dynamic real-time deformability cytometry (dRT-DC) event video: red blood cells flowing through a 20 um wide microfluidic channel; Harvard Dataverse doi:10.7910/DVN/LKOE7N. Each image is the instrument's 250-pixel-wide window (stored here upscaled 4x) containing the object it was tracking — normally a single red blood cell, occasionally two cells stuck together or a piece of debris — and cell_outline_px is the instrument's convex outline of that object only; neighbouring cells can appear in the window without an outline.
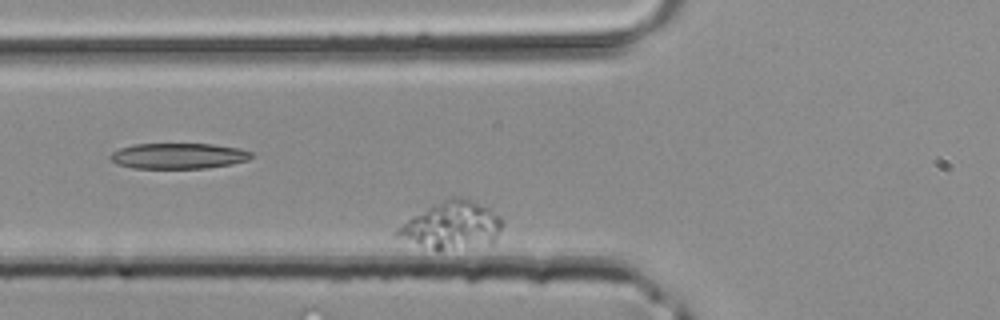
{"species": "common noctule bat (a hibernating species)", "species_latin": "Nyctalus noctula", "temperature_condition": "room temperature", "stored_images_in_passage": 28, "camera_frame_rate_fps": 3000, "um_per_image_px": 0.085, "animal": {"sex": "male", "body_mass_g": 20.4}, "frame": {"image": 1, "passage_image": 6, "time_ms": 1.667, "image_size_px": [1000, 320], "cell_outline_px": [[504, 220], [496, 240], [492, 244], [436, 252], [396, 236], [396, 228], [412, 216], [452, 196], [460, 196], [472, 200], [488, 208], [500, 216]], "centroid_in_image_um": [38.44, 19.19], "position_along_channel_um": 87.4, "area_um2": 29.19}}
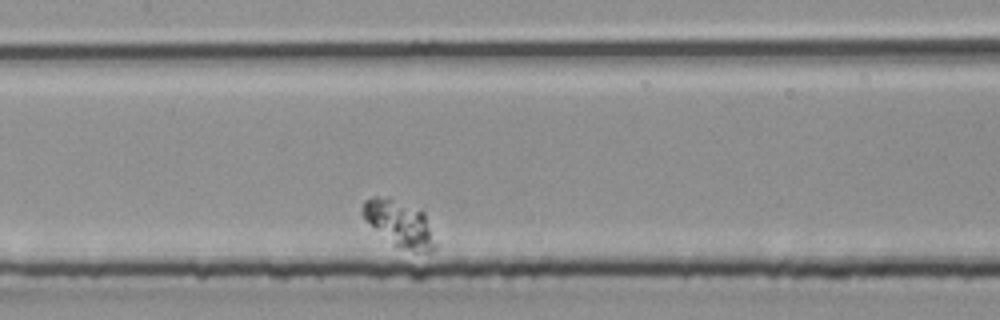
{"frame": {"image": 2, "passage_image": 13, "time_ms": 4.0, "image_size_px": [1000, 320], "cell_outline_px": [[436, 248], [432, 252], [412, 252], [392, 244], [360, 212], [364, 200], [372, 196], [388, 196], [420, 208], [424, 212], [436, 244]], "centroid_in_image_um": [33.99, 18.98], "position_along_channel_um": 173.4, "area_um2": 19.59}}
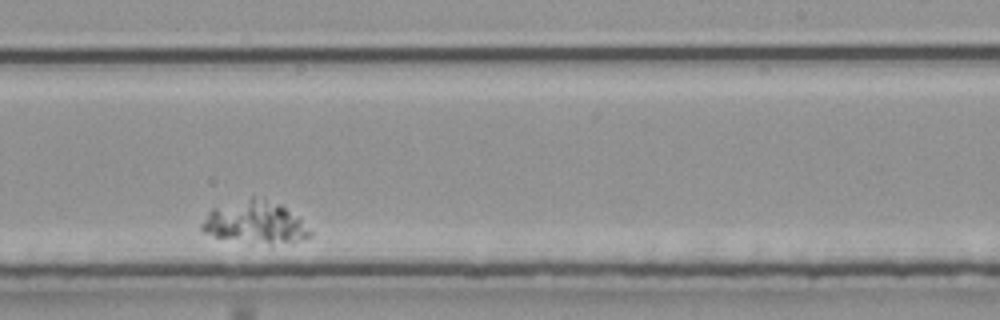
{"frame": {"image": 3, "passage_image": 20, "time_ms": 6.333, "image_size_px": [1000, 320], "cell_outline_px": [[312, 236], [304, 240], [268, 244], [212, 236], [204, 232], [200, 228], [200, 224], [208, 212], [212, 208], [252, 196], [264, 196], [280, 204], [300, 220], [312, 232]], "centroid_in_image_um": [21.66, 18.87], "position_along_channel_um": 267.3, "area_um2": 26.59}}